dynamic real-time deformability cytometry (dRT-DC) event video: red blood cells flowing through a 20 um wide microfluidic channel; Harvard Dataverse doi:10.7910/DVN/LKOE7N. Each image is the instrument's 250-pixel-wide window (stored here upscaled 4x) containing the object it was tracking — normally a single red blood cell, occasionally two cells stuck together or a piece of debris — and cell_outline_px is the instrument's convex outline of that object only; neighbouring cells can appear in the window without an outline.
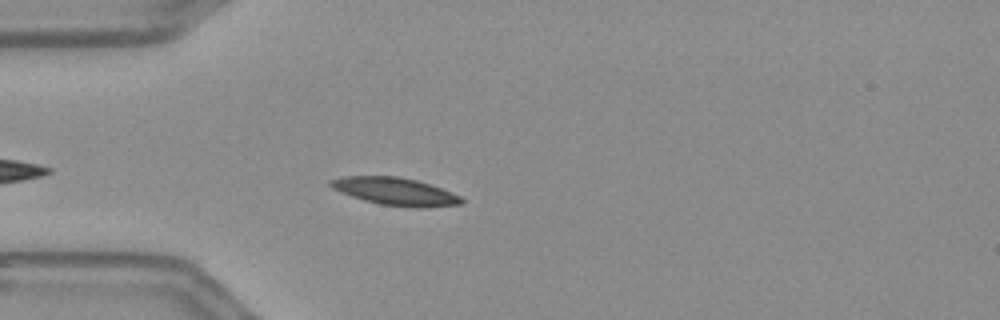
{"species": "Egyptian fruit bat (a non-hibernating species)", "species_latin": "Rousettus aegyptiacus", "temperature_condition": "warm", "stored_images_in_passage": 34, "camera_frame_rate_fps": 3000, "um_per_image_px": 0.085, "frame": {"image": 1, "passage_image": 5, "time_ms": 1.333, "image_size_px": [1000, 320], "cell_outline_px": [[464, 204], [424, 208], [412, 208], [380, 204], [364, 200], [340, 192], [332, 188], [328, 184], [328, 180], [344, 176], [396, 176], [416, 180], [452, 192], [460, 196], [464, 200]], "centroid_in_image_um": [33.6, 16.28], "position_along_channel_um": 51.4, "area_um2": 21.15}}
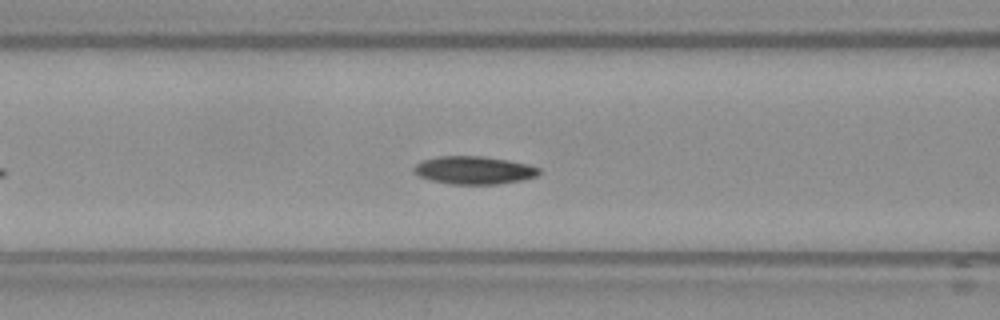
{"frame": {"image": 2, "passage_image": 12, "time_ms": 3.667, "image_size_px": [1000, 320], "cell_outline_px": [[540, 172], [536, 176], [520, 180], [496, 184], [452, 184], [432, 180], [420, 176], [412, 168], [416, 164], [424, 160], [440, 156], [484, 156], [508, 160], [528, 164], [540, 168]], "centroid_in_image_um": [40.31, 14.46], "position_along_channel_um": 126.3, "area_um2": 20.11}}
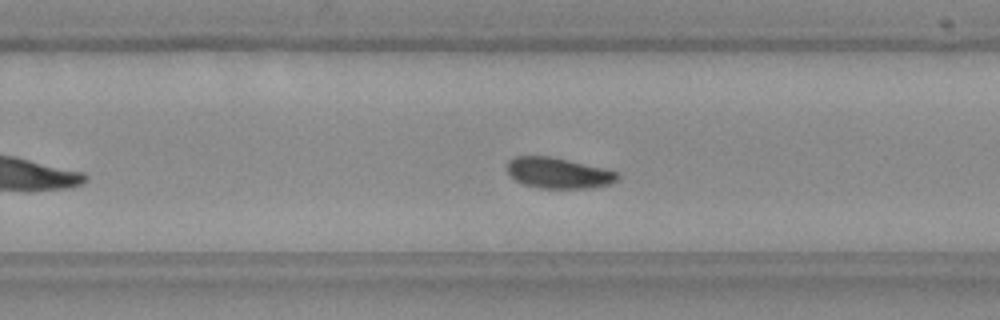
{"frame": {"image": 3, "passage_image": 25, "time_ms": 8.0, "image_size_px": [1000, 320], "cell_outline_px": [[620, 176], [616, 180], [608, 184], [588, 188], [540, 188], [524, 184], [516, 180], [508, 172], [508, 160], [512, 156], [552, 156], [604, 168], [616, 172]], "centroid_in_image_um": [47.44, 14.69], "position_along_channel_um": 282.4, "area_um2": 19.65}}